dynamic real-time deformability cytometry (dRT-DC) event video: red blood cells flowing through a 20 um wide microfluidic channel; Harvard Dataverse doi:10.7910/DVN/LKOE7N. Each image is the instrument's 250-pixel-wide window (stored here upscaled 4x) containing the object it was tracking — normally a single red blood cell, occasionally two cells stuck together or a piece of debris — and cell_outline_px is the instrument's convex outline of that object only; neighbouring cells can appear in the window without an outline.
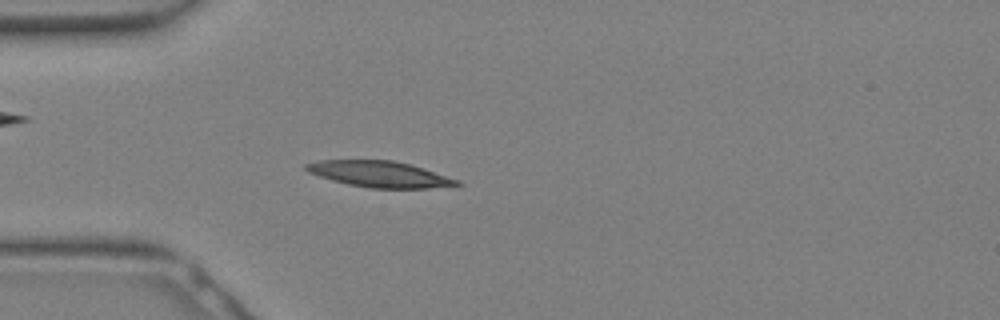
{"species": "Egyptian fruit bat (a non-hibernating species)", "species_latin": "Rousettus aegyptiacus", "temperature_condition": "warm", "stored_images_in_passage": 28, "camera_frame_rate_fps": 3000, "um_per_image_px": 0.085, "animal": {"sex": "female"}, "frame": {"image": 1, "passage_image": 6, "time_ms": 1.667, "image_size_px": [1000, 320], "cell_outline_px": [[464, 184], [428, 188], [372, 188], [348, 184], [332, 180], [308, 172], [304, 168], [304, 164], [316, 160], [392, 160], [408, 164], [460, 180]], "centroid_in_image_um": [32.23, 14.8], "position_along_channel_um": 52.8, "area_um2": 22.66}}
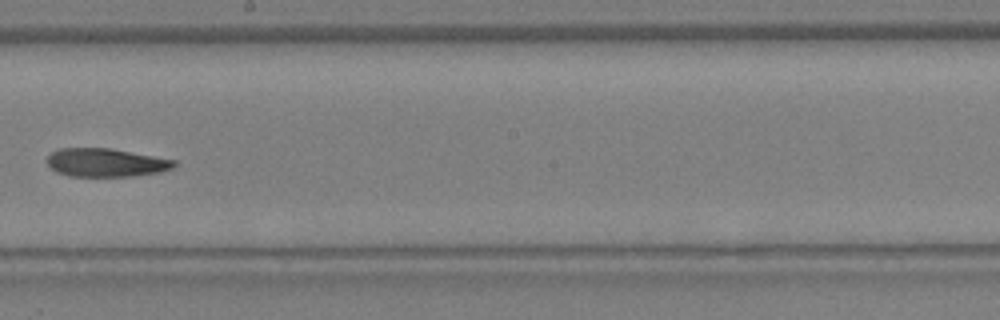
{"frame": {"image": 2, "passage_image": 15, "time_ms": 4.667, "image_size_px": [1000, 320], "cell_outline_px": [[176, 164], [172, 168], [160, 172], [136, 176], [68, 176], [56, 172], [48, 164], [48, 156], [52, 152], [60, 148], [108, 148], [176, 160]], "centroid_in_image_um": [9.0, 13.83], "position_along_channel_um": 239.2, "area_um2": 20.87}}
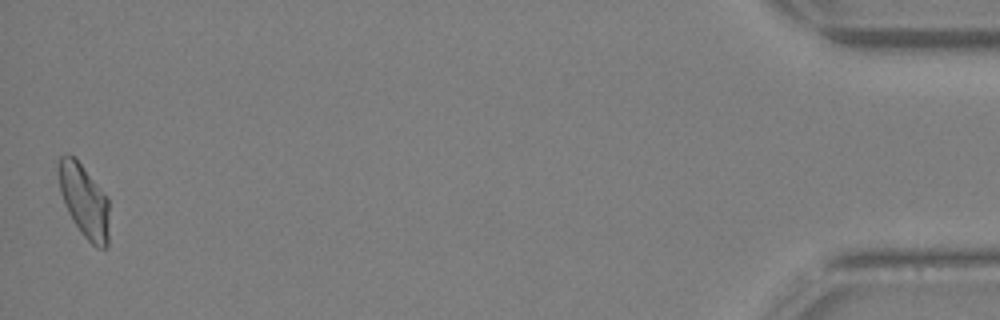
{"frame": {"image": 3, "passage_image": 28, "time_ms": 9.0, "image_size_px": [1000, 320], "cell_outline_px": [[108, 248], [96, 248], [80, 232], [72, 220], [64, 204], [60, 192], [60, 156], [68, 152], [80, 164], [108, 196]], "centroid_in_image_um": [7.18, 17.12], "position_along_channel_um": 428.0, "area_um2": 21.27}}